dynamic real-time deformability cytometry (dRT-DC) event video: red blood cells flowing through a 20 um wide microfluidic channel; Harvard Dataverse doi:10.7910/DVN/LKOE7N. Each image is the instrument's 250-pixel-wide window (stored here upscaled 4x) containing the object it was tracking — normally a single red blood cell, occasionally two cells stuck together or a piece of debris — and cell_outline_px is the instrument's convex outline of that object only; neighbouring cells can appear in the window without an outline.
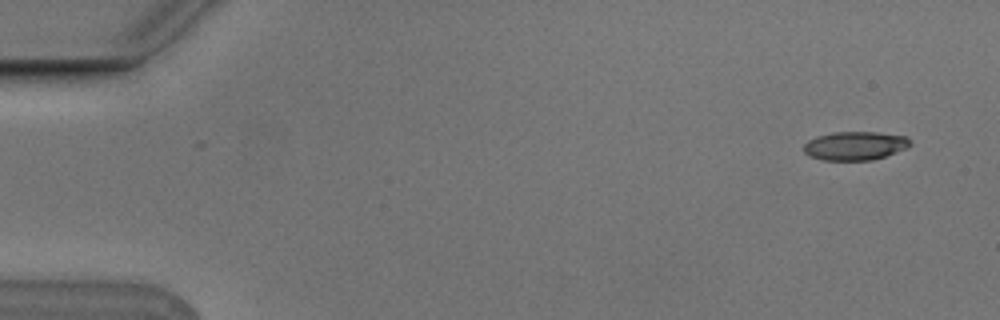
{"species": "Egyptian fruit bat (a non-hibernating species)", "species_latin": "Rousettus aegyptiacus", "temperature_condition": "cold", "stored_images_in_passage": 5, "camera_frame_rate_fps": 3000, "um_per_image_px": 0.085, "animal": {"sex": "male"}, "frame": {"image": 1, "passage_image": 2, "time_ms": 0.333, "image_size_px": [1000, 320], "cell_outline_px": [[912, 144], [908, 148], [872, 160], [824, 160], [808, 156], [804, 152], [804, 144], [808, 140], [816, 136], [832, 132], [876, 132], [908, 136], [912, 140]], "centroid_in_image_um": [72.7, 12.38], "position_along_channel_um": 12.3, "area_um2": 17.98}}
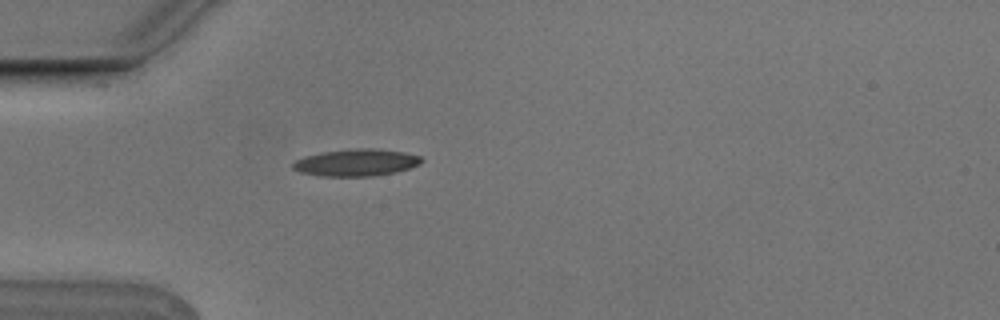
{"frame": {"image": 2, "passage_image": 5, "time_ms": 1.333, "image_size_px": [1000, 320], "cell_outline_px": [[424, 160], [420, 164], [396, 172], [372, 176], [320, 176], [300, 172], [292, 168], [292, 164], [296, 160], [304, 156], [324, 152], [356, 148], [376, 148], [404, 152], [420, 156]], "centroid_in_image_um": [30.29, 13.81], "position_along_channel_um": 54.7, "area_um2": 20.23}}